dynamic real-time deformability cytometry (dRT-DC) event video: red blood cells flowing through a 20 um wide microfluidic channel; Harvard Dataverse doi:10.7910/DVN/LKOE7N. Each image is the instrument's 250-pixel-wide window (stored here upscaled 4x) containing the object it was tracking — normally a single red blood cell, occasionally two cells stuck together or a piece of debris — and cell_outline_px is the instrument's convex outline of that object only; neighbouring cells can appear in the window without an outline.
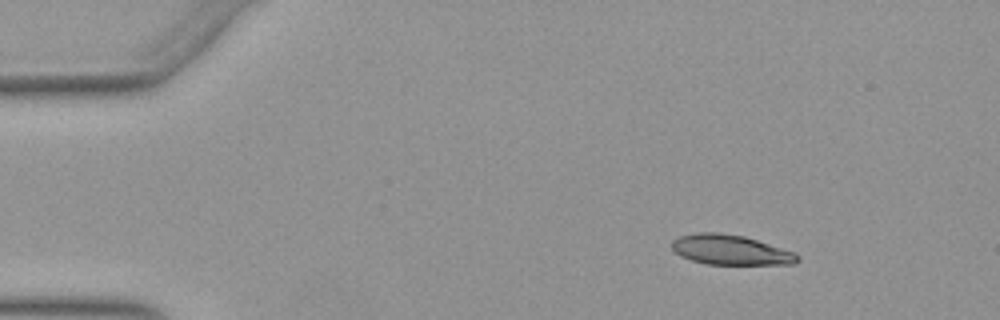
{"species": "Egyptian fruit bat (a non-hibernating species)", "species_latin": "Rousettus aegyptiacus", "temperature_condition": "warm", "stored_images_in_passage": 52, "camera_frame_rate_fps": 3000, "um_per_image_px": 0.085, "animal": {"sex": "female"}, "frame": {"image": 1, "passage_image": 6, "time_ms": 1.667, "image_size_px": [1000, 320], "cell_outline_px": [[800, 260], [792, 264], [708, 264], [692, 260], [680, 256], [672, 248], [672, 240], [680, 236], [696, 232], [716, 232], [744, 236], [792, 252], [800, 256]], "centroid_in_image_um": [62.05, 21.24], "position_along_channel_um": 22.9, "area_um2": 21.62}}
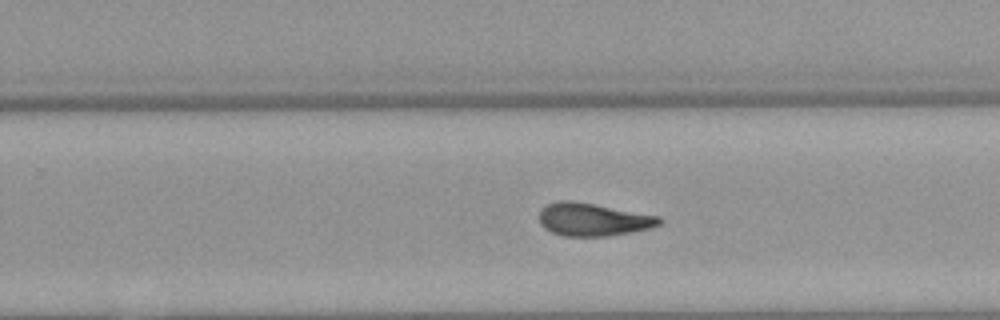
{"frame": {"image": 2, "passage_image": 32, "time_ms": 10.333, "image_size_px": [1000, 320], "cell_outline_px": [[664, 220], [660, 224], [648, 228], [632, 232], [608, 236], [564, 236], [552, 232], [544, 228], [540, 224], [540, 208], [556, 200], [572, 200], [596, 204], [660, 216]], "centroid_in_image_um": [50.4, 18.64], "position_along_channel_um": 279.4, "area_um2": 23.18}}
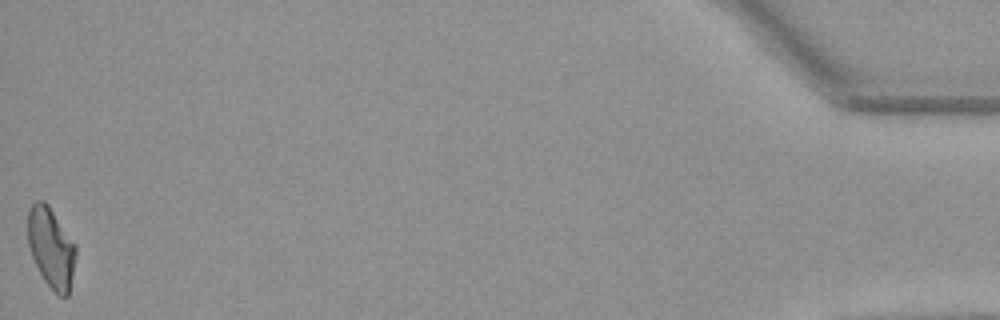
{"frame": {"image": 3, "passage_image": 51, "time_ms": 16.667, "image_size_px": [1000, 320], "cell_outline_px": [[76, 256], [68, 296], [60, 296], [44, 280], [32, 256], [28, 244], [28, 208], [36, 200], [44, 200], [48, 204], [76, 244]], "centroid_in_image_um": [4.35, 21.01], "position_along_channel_um": 430.9, "area_um2": 22.31}, "authors_computed_cell_mechanics": {"area_um2": 22.9755, "velocity_mm_per_s": 3.9321, "shape_relaxation_time_tau1_ms": 9.1447, "shape_relaxation_time_tau2_ms": 4.262, "deformation_change_tau1": 0.2533, "deformation_change_tau2": 0.118}}